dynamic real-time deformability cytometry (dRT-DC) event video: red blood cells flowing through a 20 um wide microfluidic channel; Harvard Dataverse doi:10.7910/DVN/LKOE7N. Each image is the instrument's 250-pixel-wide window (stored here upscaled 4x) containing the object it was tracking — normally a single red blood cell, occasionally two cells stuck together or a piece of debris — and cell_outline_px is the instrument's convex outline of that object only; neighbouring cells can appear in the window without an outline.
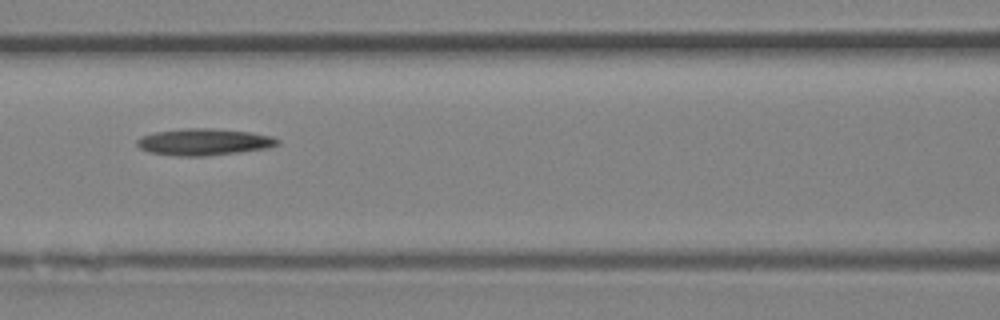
{"species": "Egyptian fruit bat (a non-hibernating species)", "species_latin": "Rousettus aegyptiacus", "temperature_condition": "room temperature", "stored_images_in_passage": 5, "camera_frame_rate_fps": 3000, "um_per_image_px": 0.085, "animal": {"sex": "female"}, "frame": {"image": 1, "passage_image": 5, "time_ms": 1.333, "image_size_px": [1000, 320], "cell_outline_px": [[280, 144], [268, 148], [240, 152], [204, 156], [176, 156], [148, 152], [140, 148], [136, 144], [136, 140], [140, 136], [156, 132], [188, 128], [208, 128], [248, 132], [272, 136], [280, 140]], "centroid_in_image_um": [17.32, 12.07], "position_along_channel_um": 149.3, "area_um2": 21.85}}